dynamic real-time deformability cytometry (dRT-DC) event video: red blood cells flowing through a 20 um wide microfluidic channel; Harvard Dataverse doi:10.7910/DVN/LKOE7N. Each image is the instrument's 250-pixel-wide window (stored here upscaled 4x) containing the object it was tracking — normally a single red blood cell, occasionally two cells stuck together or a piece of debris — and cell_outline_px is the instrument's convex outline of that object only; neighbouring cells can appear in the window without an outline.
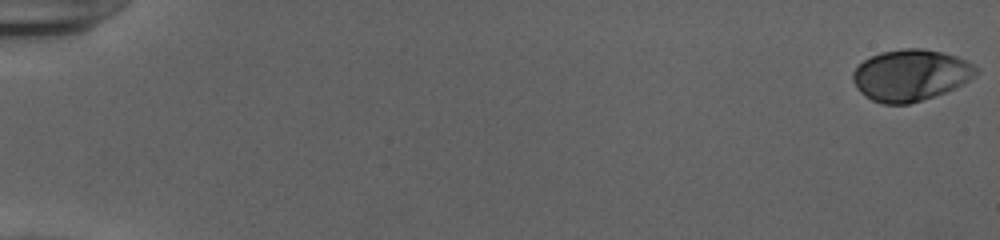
{"species": "human", "species_latin": "Homo sapiens", "temperature_condition": "cold", "stored_images_in_passage": 54, "camera_frame_rate_fps": 3000, "um_per_image_px": 0.085, "donor": {"sex": "female"}, "frame": {"image": 1, "passage_image": 1, "time_ms": 0.0, "image_size_px": [1000, 240], "cell_outline_px": [[980, 72], [976, 76], [964, 84], [944, 92], [908, 104], [884, 104], [872, 100], [864, 96], [856, 88], [852, 80], [852, 72], [864, 60], [880, 52], [904, 48], [924, 48], [944, 52], [956, 56], [980, 68]], "centroid_in_image_um": [77.42, 6.38], "position_along_channel_um": 7.6, "area_um2": 37.11}}
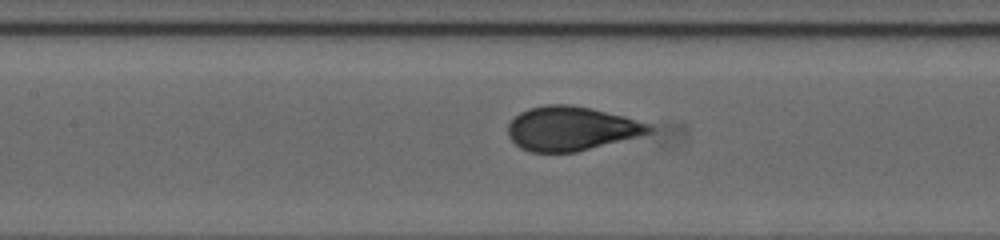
{"frame": {"image": 2, "passage_image": 27, "time_ms": 8.667, "image_size_px": [1000, 240], "cell_outline_px": [[656, 128], [652, 132], [640, 136], [576, 152], [528, 152], [520, 148], [508, 136], [508, 124], [520, 112], [528, 108], [544, 104], [568, 104], [592, 108], [624, 116], [652, 124]], "centroid_in_image_um": [48.58, 10.92], "position_along_channel_um": 158.8, "area_um2": 36.59}}
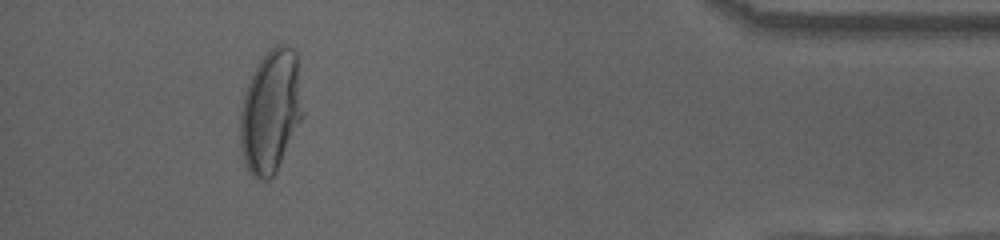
{"frame": {"image": 3, "passage_image": 50, "time_ms": 16.333, "image_size_px": [1000, 240], "cell_outline_px": [[304, 116], [276, 172], [268, 180], [256, 180], [248, 172], [244, 160], [240, 144], [240, 112], [244, 96], [248, 84], [260, 60], [276, 44], [284, 44], [292, 48], [296, 52], [304, 112]], "centroid_in_image_um": [23.03, 9.51], "position_along_channel_um": 412.2, "area_um2": 45.03}, "authors_computed_cell_mechanics": {"area_um2": 36.3851, "velocity_mm_per_s": 3.9262, "shape_relaxation_time_tau1_ms": 4.919, "shape_relaxation_time_tau2_ms": null, "deformation_change_tau1": 0.2205, "deformation_change_tau2": null}}